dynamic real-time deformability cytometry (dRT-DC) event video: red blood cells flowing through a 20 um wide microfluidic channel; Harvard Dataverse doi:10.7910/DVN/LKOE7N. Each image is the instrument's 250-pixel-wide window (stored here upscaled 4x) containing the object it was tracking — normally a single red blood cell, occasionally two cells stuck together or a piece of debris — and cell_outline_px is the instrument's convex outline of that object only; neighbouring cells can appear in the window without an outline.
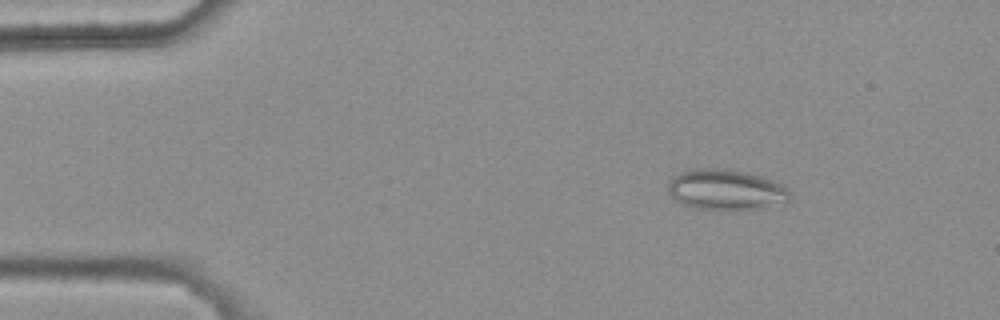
{"species": "common noctule bat (a hibernating species)", "species_latin": "Nyctalus noctula", "temperature_condition": "warm", "stored_images_in_passage": 4, "camera_frame_rate_fps": 3000, "um_per_image_px": 0.085, "animal": {"sex": "female", "body_mass_g": 25.1}, "frame": {"image": 1, "passage_image": 1, "time_ms": 0.0, "image_size_px": [1000, 320], "cell_outline_px": [[792, 200], [764, 208], [740, 212], [732, 212], [696, 208], [684, 204], [676, 200], [668, 192], [668, 180], [672, 176], [688, 168], [728, 168], [748, 172], [772, 180], [780, 184], [792, 196]], "centroid_in_image_um": [61.69, 16.14], "position_along_channel_um": 23.3, "area_um2": 29.77}}